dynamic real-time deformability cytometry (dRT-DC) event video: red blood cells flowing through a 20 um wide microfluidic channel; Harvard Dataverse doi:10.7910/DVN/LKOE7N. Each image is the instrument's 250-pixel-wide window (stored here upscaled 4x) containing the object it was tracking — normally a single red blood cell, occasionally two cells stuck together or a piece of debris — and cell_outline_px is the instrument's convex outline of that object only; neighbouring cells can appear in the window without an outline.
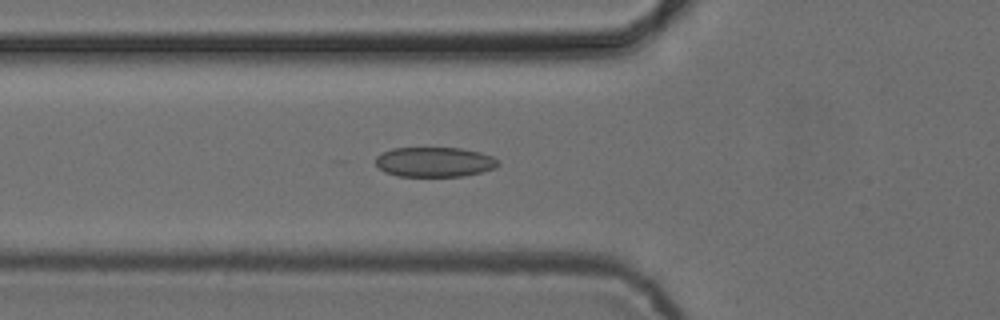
{"species": "common noctule bat (a hibernating species)", "species_latin": "Nyctalus noctula", "temperature_condition": "cold", "stored_images_in_passage": 45, "camera_frame_rate_fps": 3000, "um_per_image_px": 0.085, "animal": {"sex": "female", "body_mass_g": 24.6, "forearm_length_mm": 56.2}, "frame": {"image": 1, "passage_image": 11, "time_ms": 3.333, "image_size_px": [1000, 320], "cell_outline_px": [[500, 164], [496, 168], [464, 176], [396, 176], [384, 172], [376, 164], [376, 156], [392, 148], [460, 148], [480, 152], [492, 156], [500, 160]], "centroid_in_image_um": [36.96, 13.77], "position_along_channel_um": 88.8, "area_um2": 21.39}}
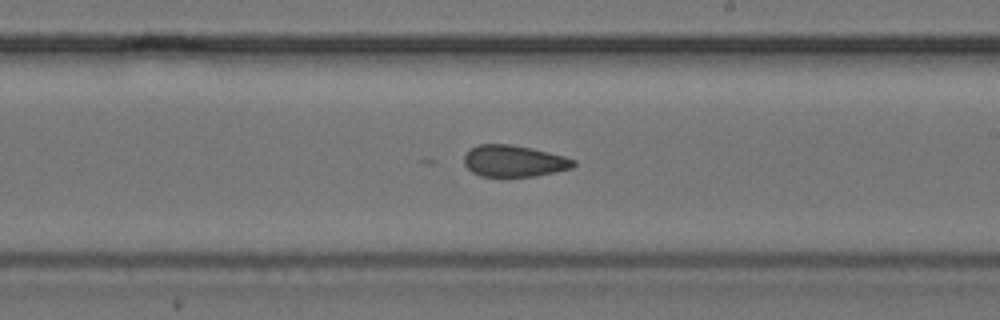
{"frame": {"image": 2, "passage_image": 23, "time_ms": 7.333, "image_size_px": [1000, 320], "cell_outline_px": [[576, 164], [572, 168], [556, 172], [536, 176], [480, 176], [472, 172], [464, 164], [464, 156], [468, 148], [480, 144], [512, 144], [532, 148], [564, 156], [576, 160]], "centroid_in_image_um": [43.68, 13.68], "position_along_channel_um": 245.3, "area_um2": 20.29}}
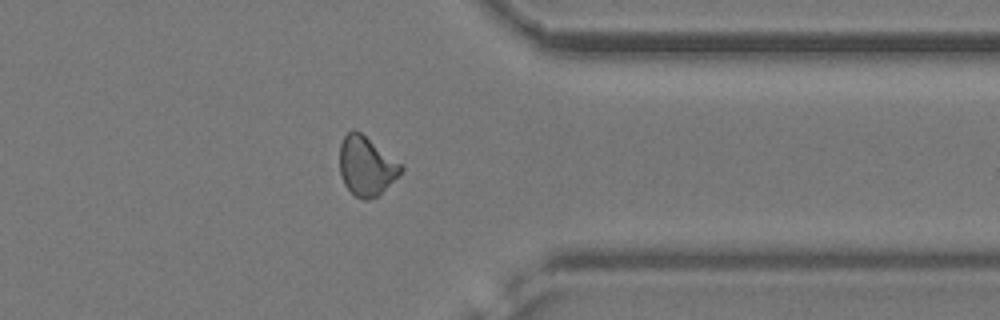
{"frame": {"image": 3, "passage_image": 34, "time_ms": 11.0, "image_size_px": [1000, 320], "cell_outline_px": [[404, 168], [380, 196], [368, 200], [364, 200], [356, 196], [344, 184], [340, 172], [340, 144], [344, 136], [352, 128], [360, 132], [400, 164]], "centroid_in_image_um": [31.11, 14.14], "position_along_channel_um": 380.3, "area_um2": 20.81}, "authors_computed_cell_mechanics": {"area_um2": 20.9814, "velocity_mm_per_s": 3.9087, "shape_relaxation_time_tau1_ms": 6.1496, "shape_relaxation_time_tau2_ms": 3.3884, "deformation_change_tau1": 0.1125, "deformation_change_tau2": 0.1026}}